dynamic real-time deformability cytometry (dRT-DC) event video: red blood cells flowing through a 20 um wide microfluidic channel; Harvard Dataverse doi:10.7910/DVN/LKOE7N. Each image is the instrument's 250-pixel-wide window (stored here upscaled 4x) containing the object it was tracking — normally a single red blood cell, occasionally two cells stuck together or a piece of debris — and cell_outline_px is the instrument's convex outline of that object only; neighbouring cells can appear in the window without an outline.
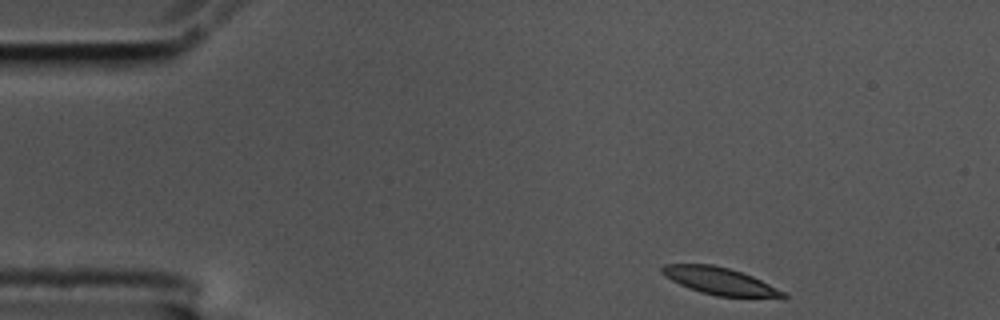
{"species": "common noctule bat (a hibernating species)", "species_latin": "Nyctalus noctula", "temperature_condition": "cold", "stored_images_in_passage": 5, "segment_of_instrument_passage": [2, 2], "camera_frame_rate_fps": 3000, "um_per_image_px": 0.085, "animal": {"sex": "male", "body_mass_g": 17.5, "forearm_length_mm": 52.3}, "frame": {"image": 1, "passage_image": 5, "time_ms": 1.333, "image_size_px": [1000, 320], "cell_outline_px": [[788, 296], [784, 300], [716, 296], [700, 292], [688, 288], [664, 276], [660, 272], [660, 268], [664, 264], [712, 264], [728, 268], [752, 276], [784, 292]], "centroid_in_image_um": [61.25, 23.93], "position_along_channel_um": 23.8, "area_um2": 19.65}}